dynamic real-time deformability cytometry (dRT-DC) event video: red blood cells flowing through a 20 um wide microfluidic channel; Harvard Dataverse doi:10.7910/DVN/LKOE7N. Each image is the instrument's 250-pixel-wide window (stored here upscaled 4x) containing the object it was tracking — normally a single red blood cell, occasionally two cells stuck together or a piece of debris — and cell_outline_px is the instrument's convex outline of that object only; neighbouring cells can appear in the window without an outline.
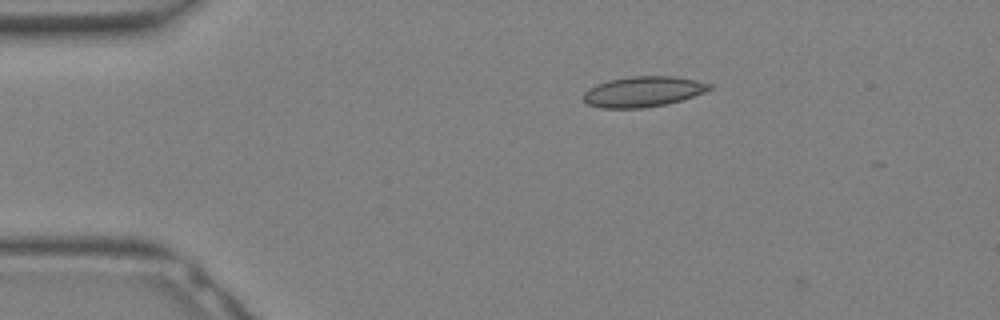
{"species": "Egyptian fruit bat (a non-hibernating species)", "species_latin": "Rousettus aegyptiacus", "temperature_condition": "warm", "stored_images_in_passage": 3, "camera_frame_rate_fps": 3000, "um_per_image_px": 0.085, "animal": {"sex": "female"}, "frame": {"image": 1, "passage_image": 2, "time_ms": 0.333, "image_size_px": [1000, 320], "cell_outline_px": [[712, 88], [704, 92], [668, 104], [644, 108], [600, 108], [588, 104], [584, 100], [584, 92], [596, 84], [608, 80], [632, 76], [672, 76], [696, 80], [712, 84]], "centroid_in_image_um": [54.66, 7.79], "position_along_channel_um": 30.3, "area_um2": 22.31}}